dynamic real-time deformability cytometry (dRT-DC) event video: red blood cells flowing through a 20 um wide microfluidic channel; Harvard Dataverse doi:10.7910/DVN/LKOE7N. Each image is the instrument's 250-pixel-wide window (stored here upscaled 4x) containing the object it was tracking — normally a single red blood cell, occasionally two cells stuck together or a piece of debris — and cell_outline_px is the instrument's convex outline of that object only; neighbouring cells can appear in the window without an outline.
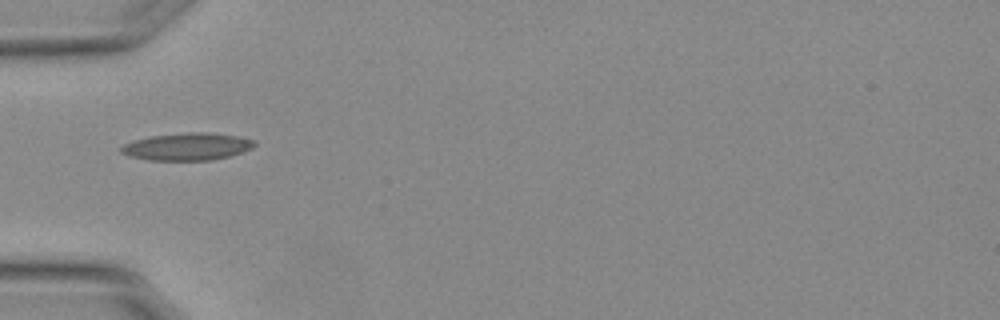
{"species": "Egyptian fruit bat (a non-hibernating species)", "species_latin": "Rousettus aegyptiacus", "temperature_condition": "warm", "stored_images_in_passage": 27, "camera_frame_rate_fps": 3000, "um_per_image_px": 0.085, "animal": {"sex": "female"}, "frame": {"image": 1, "passage_image": 1, "time_ms": 0.0, "image_size_px": [1000, 320], "cell_outline_px": [[256, 144], [252, 148], [228, 156], [212, 160], [148, 160], [132, 156], [120, 152], [120, 148], [124, 144], [132, 140], [152, 136], [188, 132], [208, 132], [236, 136], [252, 140]], "centroid_in_image_um": [15.88, 12.46], "position_along_channel_um": 69.1, "area_um2": 20.98}}
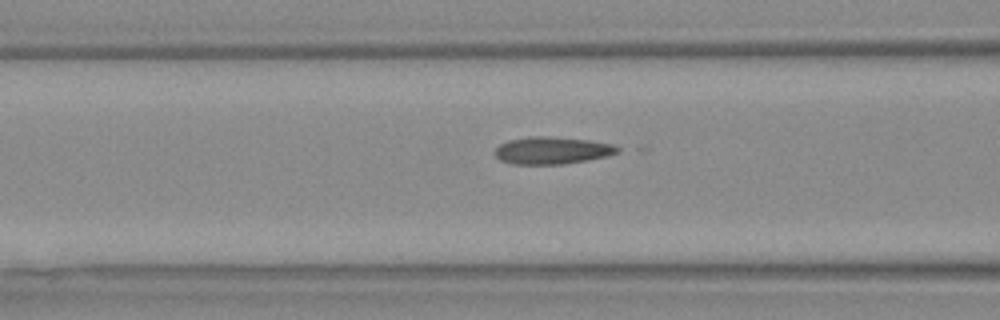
{"frame": {"image": 2, "passage_image": 5, "time_ms": 1.333, "image_size_px": [1000, 320], "cell_outline_px": [[624, 148], [620, 152], [608, 156], [588, 160], [560, 164], [512, 164], [500, 160], [492, 152], [500, 144], [508, 140], [528, 136], [548, 136], [588, 140], [616, 144]], "centroid_in_image_um": [46.97, 12.78], "position_along_channel_um": 119.6, "area_um2": 19.83}}